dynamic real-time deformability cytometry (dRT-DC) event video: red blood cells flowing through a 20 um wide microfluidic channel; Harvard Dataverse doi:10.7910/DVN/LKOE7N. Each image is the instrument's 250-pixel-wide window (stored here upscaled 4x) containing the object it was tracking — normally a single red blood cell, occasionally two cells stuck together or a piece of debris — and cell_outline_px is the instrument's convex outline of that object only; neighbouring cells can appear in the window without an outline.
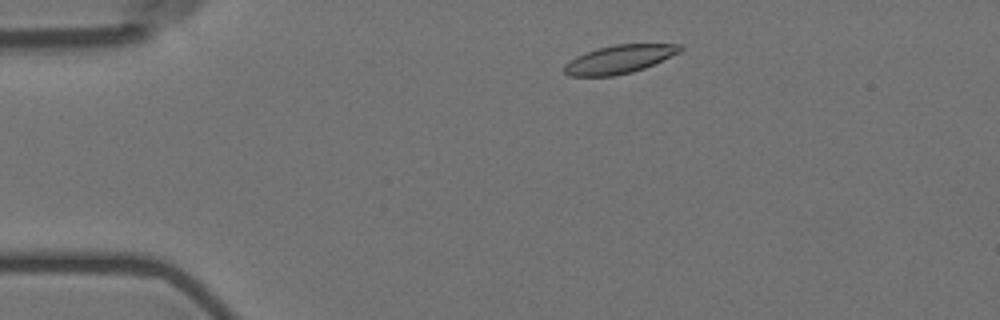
{"species": "Egyptian fruit bat (a non-hibernating species)", "species_latin": "Rousettus aegyptiacus", "temperature_condition": "room temperature", "stored_images_in_passage": 9, "camera_frame_rate_fps": 3000, "um_per_image_px": 0.085, "animal": {"sex": "female"}, "frame": {"image": 1, "passage_image": 1, "time_ms": 0.0, "image_size_px": [1000, 320], "cell_outline_px": [[684, 48], [680, 52], [644, 68], [632, 72], [612, 76], [568, 76], [564, 72], [564, 64], [576, 56], [600, 48], [616, 44], [680, 44]], "centroid_in_image_um": [52.64, 5.04], "position_along_channel_um": 32.4, "area_um2": 18.9}}
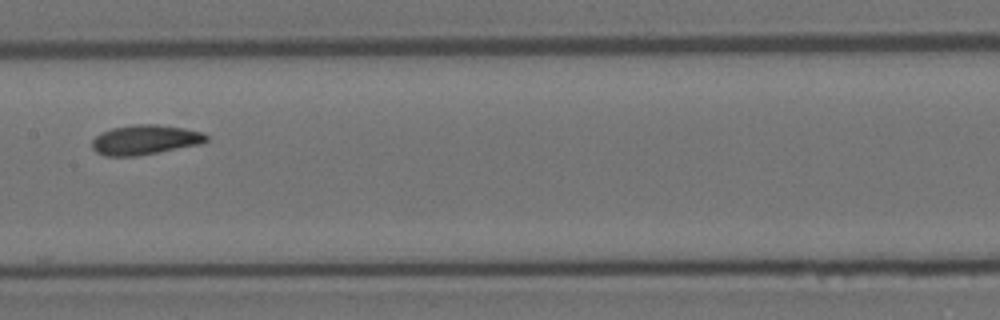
{"frame": {"image": 2, "passage_image": 6, "time_ms": 6.0, "image_size_px": [1000, 320], "cell_outline_px": [[208, 140], [200, 144], [136, 156], [104, 156], [96, 152], [92, 148], [92, 140], [100, 132], [112, 128], [136, 124], [160, 124], [184, 128], [204, 132], [208, 136]], "centroid_in_image_um": [12.32, 11.87], "position_along_channel_um": 195.1, "area_um2": 19.88}}
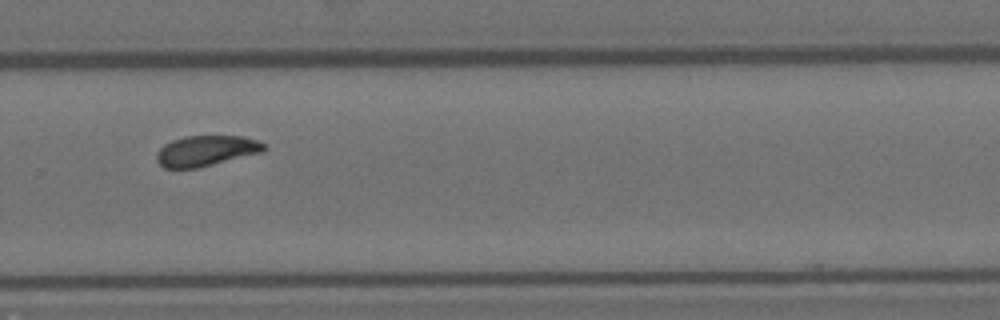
{"frame": {"image": 3, "passage_image": 9, "time_ms": 9.333, "image_size_px": [1000, 320], "cell_outline_px": [[268, 148], [264, 152], [196, 168], [164, 168], [156, 160], [156, 152], [164, 144], [172, 140], [184, 136], [244, 136], [256, 140], [264, 144]], "centroid_in_image_um": [17.52, 12.81], "position_along_channel_um": 312.3, "area_um2": 19.19}}